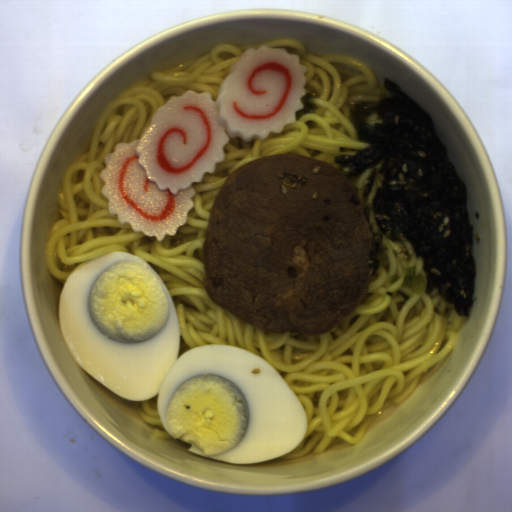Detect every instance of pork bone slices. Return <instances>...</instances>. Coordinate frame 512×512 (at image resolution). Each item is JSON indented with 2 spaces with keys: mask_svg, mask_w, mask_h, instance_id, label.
<instances>
[{
  "mask_svg": "<svg viewBox=\"0 0 512 512\" xmlns=\"http://www.w3.org/2000/svg\"><path fill=\"white\" fill-rule=\"evenodd\" d=\"M373 229L342 169L292 153L223 181L203 241L208 296L256 329L324 335L371 285Z\"/></svg>",
  "mask_w": 512,
  "mask_h": 512,
  "instance_id": "pork-bone-slices-1",
  "label": "pork bone slices"
}]
</instances>
